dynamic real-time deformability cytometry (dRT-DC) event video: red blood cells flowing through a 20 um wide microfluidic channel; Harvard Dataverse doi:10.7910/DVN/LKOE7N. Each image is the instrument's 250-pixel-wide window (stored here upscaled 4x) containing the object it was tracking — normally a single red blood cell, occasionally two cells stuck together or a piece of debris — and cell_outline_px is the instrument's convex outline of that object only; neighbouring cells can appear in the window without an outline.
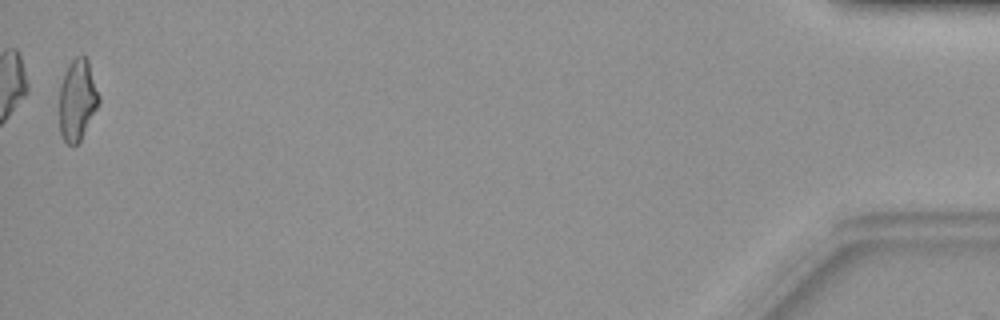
{"species": "common noctule bat (a hibernating species)", "species_latin": "Nyctalus noctula", "temperature_condition": "warm", "stored_images_in_passage": 43, "camera_frame_rate_fps": 3000, "um_per_image_px": 0.085, "animal": {"sex": "female", "body_mass_g": 19.9}, "frame": {"image": 1, "passage_image": 43, "time_ms": 14.0, "image_size_px": [1000, 320], "cell_outline_px": [[100, 100], [80, 140], [76, 144], [68, 144], [64, 140], [60, 132], [60, 84], [72, 60], [76, 56], [84, 56], [88, 60], [100, 96]], "centroid_in_image_um": [6.58, 8.48], "position_along_channel_um": 428.6, "area_um2": 18.21}}